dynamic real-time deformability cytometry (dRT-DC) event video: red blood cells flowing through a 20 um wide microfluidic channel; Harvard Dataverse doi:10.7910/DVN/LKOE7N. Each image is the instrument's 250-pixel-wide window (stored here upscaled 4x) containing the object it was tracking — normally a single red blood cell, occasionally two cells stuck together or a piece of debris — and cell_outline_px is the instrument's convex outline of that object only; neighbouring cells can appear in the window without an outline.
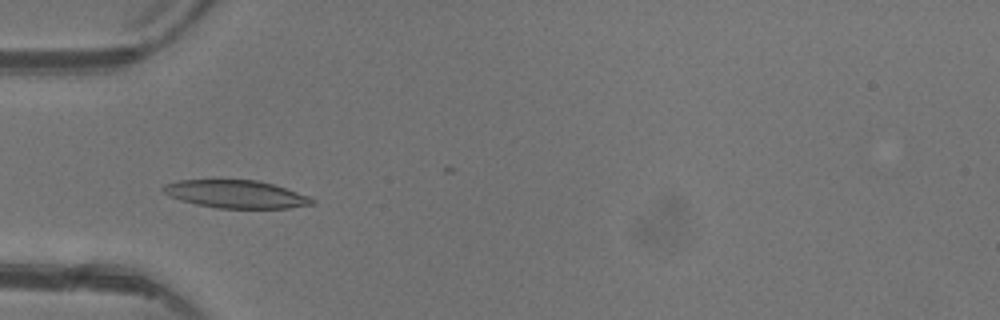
{"species": "common noctule bat (a hibernating species)", "species_latin": "Nyctalus noctula", "temperature_condition": "warm", "stored_images_in_passage": 4, "camera_frame_rate_fps": 3000, "um_per_image_px": 0.085, "animal": {"sex": "female"}, "frame": {"image": 1, "passage_image": 3, "time_ms": 3.333, "image_size_px": [1000, 320], "cell_outline_px": [[316, 204], [288, 208], [216, 208], [196, 204], [180, 200], [168, 196], [160, 188], [164, 184], [180, 180], [256, 180], [272, 184], [312, 196], [316, 200]], "centroid_in_image_um": [20.08, 16.51], "position_along_channel_um": 64.9, "area_um2": 24.33}}